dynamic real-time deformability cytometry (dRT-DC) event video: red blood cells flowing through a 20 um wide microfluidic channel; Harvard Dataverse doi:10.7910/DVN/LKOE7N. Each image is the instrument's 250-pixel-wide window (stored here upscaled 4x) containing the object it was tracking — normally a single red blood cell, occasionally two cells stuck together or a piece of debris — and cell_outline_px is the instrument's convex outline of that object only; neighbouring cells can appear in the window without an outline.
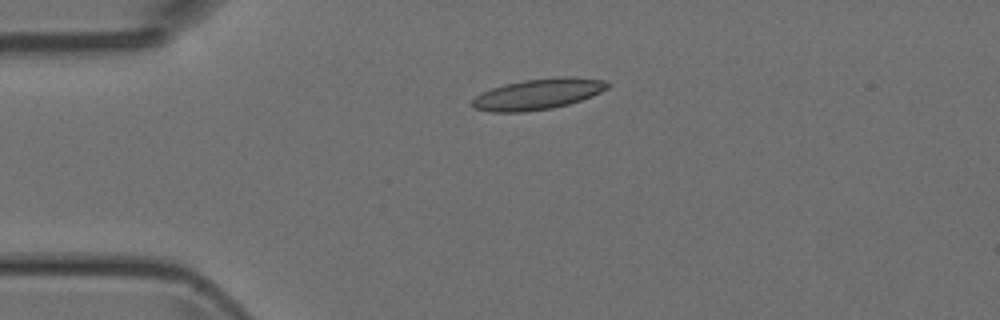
{"species": "Egyptian fruit bat (a non-hibernating species)", "species_latin": "Rousettus aegyptiacus", "temperature_condition": "room temperature", "stored_images_in_passage": 5, "camera_frame_rate_fps": 3000, "um_per_image_px": 0.085, "animal": {"sex": "female"}, "frame": {"image": 1, "passage_image": 4, "time_ms": 3.667, "image_size_px": [1000, 320], "cell_outline_px": [[612, 84], [608, 88], [592, 96], [568, 104], [552, 108], [524, 112], [492, 112], [472, 108], [472, 100], [476, 96], [492, 88], [504, 84], [524, 80], [560, 76], [572, 76], [608, 80]], "centroid_in_image_um": [45.78, 7.98], "position_along_channel_um": 39.2, "area_um2": 24.45}}